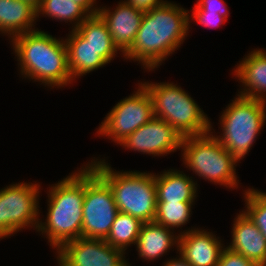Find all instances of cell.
I'll use <instances>...</instances> for the list:
<instances>
[{
	"label": "cell",
	"mask_w": 266,
	"mask_h": 266,
	"mask_svg": "<svg viewBox=\"0 0 266 266\" xmlns=\"http://www.w3.org/2000/svg\"><path fill=\"white\" fill-rule=\"evenodd\" d=\"M189 12L173 1L155 7L144 16L125 60L138 62L145 71H155L181 48L190 32Z\"/></svg>",
	"instance_id": "cell-1"
},
{
	"label": "cell",
	"mask_w": 266,
	"mask_h": 266,
	"mask_svg": "<svg viewBox=\"0 0 266 266\" xmlns=\"http://www.w3.org/2000/svg\"><path fill=\"white\" fill-rule=\"evenodd\" d=\"M21 77L50 89L73 83L68 68L64 38H56L41 29L22 33L11 41Z\"/></svg>",
	"instance_id": "cell-2"
},
{
	"label": "cell",
	"mask_w": 266,
	"mask_h": 266,
	"mask_svg": "<svg viewBox=\"0 0 266 266\" xmlns=\"http://www.w3.org/2000/svg\"><path fill=\"white\" fill-rule=\"evenodd\" d=\"M47 214L36 232L45 235L54 250L81 237L85 195V164L47 189ZM41 232V233H40Z\"/></svg>",
	"instance_id": "cell-3"
},
{
	"label": "cell",
	"mask_w": 266,
	"mask_h": 266,
	"mask_svg": "<svg viewBox=\"0 0 266 266\" xmlns=\"http://www.w3.org/2000/svg\"><path fill=\"white\" fill-rule=\"evenodd\" d=\"M97 158L93 157L91 162L87 163L112 189L118 211L136 217L144 223L154 222L157 208L155 173L138 170L117 171L105 158Z\"/></svg>",
	"instance_id": "cell-4"
},
{
	"label": "cell",
	"mask_w": 266,
	"mask_h": 266,
	"mask_svg": "<svg viewBox=\"0 0 266 266\" xmlns=\"http://www.w3.org/2000/svg\"><path fill=\"white\" fill-rule=\"evenodd\" d=\"M148 91L155 118L165 120L181 136H199L211 131L212 122L204 110L174 82H140Z\"/></svg>",
	"instance_id": "cell-5"
},
{
	"label": "cell",
	"mask_w": 266,
	"mask_h": 266,
	"mask_svg": "<svg viewBox=\"0 0 266 266\" xmlns=\"http://www.w3.org/2000/svg\"><path fill=\"white\" fill-rule=\"evenodd\" d=\"M222 113V114H221ZM220 113V135L211 132L240 162L253 147L266 123V102L236 95ZM213 130V131H212Z\"/></svg>",
	"instance_id": "cell-6"
},
{
	"label": "cell",
	"mask_w": 266,
	"mask_h": 266,
	"mask_svg": "<svg viewBox=\"0 0 266 266\" xmlns=\"http://www.w3.org/2000/svg\"><path fill=\"white\" fill-rule=\"evenodd\" d=\"M181 154L182 164L199 178L228 189L239 187L236 173L239 161L211 131L199 136L184 137Z\"/></svg>",
	"instance_id": "cell-7"
},
{
	"label": "cell",
	"mask_w": 266,
	"mask_h": 266,
	"mask_svg": "<svg viewBox=\"0 0 266 266\" xmlns=\"http://www.w3.org/2000/svg\"><path fill=\"white\" fill-rule=\"evenodd\" d=\"M41 185L35 181L12 183L0 189V238L16 234L25 228L37 231L40 221L39 197Z\"/></svg>",
	"instance_id": "cell-8"
},
{
	"label": "cell",
	"mask_w": 266,
	"mask_h": 266,
	"mask_svg": "<svg viewBox=\"0 0 266 266\" xmlns=\"http://www.w3.org/2000/svg\"><path fill=\"white\" fill-rule=\"evenodd\" d=\"M118 212L112 189L86 163L81 237L105 239Z\"/></svg>",
	"instance_id": "cell-9"
},
{
	"label": "cell",
	"mask_w": 266,
	"mask_h": 266,
	"mask_svg": "<svg viewBox=\"0 0 266 266\" xmlns=\"http://www.w3.org/2000/svg\"><path fill=\"white\" fill-rule=\"evenodd\" d=\"M137 84L136 91L115 103L104 117L97 128L98 137L105 136L118 145L154 117L148 91L141 83Z\"/></svg>",
	"instance_id": "cell-10"
},
{
	"label": "cell",
	"mask_w": 266,
	"mask_h": 266,
	"mask_svg": "<svg viewBox=\"0 0 266 266\" xmlns=\"http://www.w3.org/2000/svg\"><path fill=\"white\" fill-rule=\"evenodd\" d=\"M58 266H131L124 251L104 239L79 237L66 242L55 253Z\"/></svg>",
	"instance_id": "cell-11"
},
{
	"label": "cell",
	"mask_w": 266,
	"mask_h": 266,
	"mask_svg": "<svg viewBox=\"0 0 266 266\" xmlns=\"http://www.w3.org/2000/svg\"><path fill=\"white\" fill-rule=\"evenodd\" d=\"M183 137L165 120L153 117L118 145L140 154L167 156L181 150ZM167 154V155H166Z\"/></svg>",
	"instance_id": "cell-12"
},
{
	"label": "cell",
	"mask_w": 266,
	"mask_h": 266,
	"mask_svg": "<svg viewBox=\"0 0 266 266\" xmlns=\"http://www.w3.org/2000/svg\"><path fill=\"white\" fill-rule=\"evenodd\" d=\"M100 6L98 15L107 25L114 44L123 55L133 44L144 12L121 0L115 8Z\"/></svg>",
	"instance_id": "cell-13"
},
{
	"label": "cell",
	"mask_w": 266,
	"mask_h": 266,
	"mask_svg": "<svg viewBox=\"0 0 266 266\" xmlns=\"http://www.w3.org/2000/svg\"><path fill=\"white\" fill-rule=\"evenodd\" d=\"M224 244L210 230L193 227L179 235L178 252L192 266H217Z\"/></svg>",
	"instance_id": "cell-14"
},
{
	"label": "cell",
	"mask_w": 266,
	"mask_h": 266,
	"mask_svg": "<svg viewBox=\"0 0 266 266\" xmlns=\"http://www.w3.org/2000/svg\"><path fill=\"white\" fill-rule=\"evenodd\" d=\"M232 226V239L226 247L245 256L257 266H266V239L249 216L243 210L239 211Z\"/></svg>",
	"instance_id": "cell-15"
},
{
	"label": "cell",
	"mask_w": 266,
	"mask_h": 266,
	"mask_svg": "<svg viewBox=\"0 0 266 266\" xmlns=\"http://www.w3.org/2000/svg\"><path fill=\"white\" fill-rule=\"evenodd\" d=\"M234 70V71H233ZM232 75L241 82L237 95L266 102V50L254 49L232 69Z\"/></svg>",
	"instance_id": "cell-16"
},
{
	"label": "cell",
	"mask_w": 266,
	"mask_h": 266,
	"mask_svg": "<svg viewBox=\"0 0 266 266\" xmlns=\"http://www.w3.org/2000/svg\"><path fill=\"white\" fill-rule=\"evenodd\" d=\"M174 233L173 230L155 222L143 223L135 244L138 257L151 263L167 255L174 246L178 251L179 234Z\"/></svg>",
	"instance_id": "cell-17"
},
{
	"label": "cell",
	"mask_w": 266,
	"mask_h": 266,
	"mask_svg": "<svg viewBox=\"0 0 266 266\" xmlns=\"http://www.w3.org/2000/svg\"><path fill=\"white\" fill-rule=\"evenodd\" d=\"M177 169L164 170L156 175L157 202H195L198 197L196 179Z\"/></svg>",
	"instance_id": "cell-18"
},
{
	"label": "cell",
	"mask_w": 266,
	"mask_h": 266,
	"mask_svg": "<svg viewBox=\"0 0 266 266\" xmlns=\"http://www.w3.org/2000/svg\"><path fill=\"white\" fill-rule=\"evenodd\" d=\"M64 39L67 47L68 68L73 81L91 73L108 63L76 30L69 31Z\"/></svg>",
	"instance_id": "cell-19"
},
{
	"label": "cell",
	"mask_w": 266,
	"mask_h": 266,
	"mask_svg": "<svg viewBox=\"0 0 266 266\" xmlns=\"http://www.w3.org/2000/svg\"><path fill=\"white\" fill-rule=\"evenodd\" d=\"M36 9L23 0H0V34L8 40L22 33L37 30Z\"/></svg>",
	"instance_id": "cell-20"
},
{
	"label": "cell",
	"mask_w": 266,
	"mask_h": 266,
	"mask_svg": "<svg viewBox=\"0 0 266 266\" xmlns=\"http://www.w3.org/2000/svg\"><path fill=\"white\" fill-rule=\"evenodd\" d=\"M75 30L99 51V55L107 63H111L120 51L114 44L107 25L98 14L89 15Z\"/></svg>",
	"instance_id": "cell-21"
},
{
	"label": "cell",
	"mask_w": 266,
	"mask_h": 266,
	"mask_svg": "<svg viewBox=\"0 0 266 266\" xmlns=\"http://www.w3.org/2000/svg\"><path fill=\"white\" fill-rule=\"evenodd\" d=\"M41 15L56 21H64L67 24L69 22L72 30H75L89 16L80 5L72 0H41L36 9V19Z\"/></svg>",
	"instance_id": "cell-22"
},
{
	"label": "cell",
	"mask_w": 266,
	"mask_h": 266,
	"mask_svg": "<svg viewBox=\"0 0 266 266\" xmlns=\"http://www.w3.org/2000/svg\"><path fill=\"white\" fill-rule=\"evenodd\" d=\"M143 223L136 217L118 212L110 232L104 240L112 247L127 253L126 250L129 246L131 247L136 244Z\"/></svg>",
	"instance_id": "cell-23"
},
{
	"label": "cell",
	"mask_w": 266,
	"mask_h": 266,
	"mask_svg": "<svg viewBox=\"0 0 266 266\" xmlns=\"http://www.w3.org/2000/svg\"><path fill=\"white\" fill-rule=\"evenodd\" d=\"M194 204L195 202H157L154 222L173 231L179 228L181 231L178 229V234L182 235L187 231L182 227L189 223Z\"/></svg>",
	"instance_id": "cell-24"
},
{
	"label": "cell",
	"mask_w": 266,
	"mask_h": 266,
	"mask_svg": "<svg viewBox=\"0 0 266 266\" xmlns=\"http://www.w3.org/2000/svg\"><path fill=\"white\" fill-rule=\"evenodd\" d=\"M245 209L243 211L249 216L253 223L259 228L266 239V192L249 188L243 190Z\"/></svg>",
	"instance_id": "cell-25"
},
{
	"label": "cell",
	"mask_w": 266,
	"mask_h": 266,
	"mask_svg": "<svg viewBox=\"0 0 266 266\" xmlns=\"http://www.w3.org/2000/svg\"><path fill=\"white\" fill-rule=\"evenodd\" d=\"M192 19V20H191ZM228 19L220 16L217 12H192L189 13V23L195 21L200 26L206 28H219L221 25H224Z\"/></svg>",
	"instance_id": "cell-26"
},
{
	"label": "cell",
	"mask_w": 266,
	"mask_h": 266,
	"mask_svg": "<svg viewBox=\"0 0 266 266\" xmlns=\"http://www.w3.org/2000/svg\"><path fill=\"white\" fill-rule=\"evenodd\" d=\"M192 10L188 12H217L220 16L228 18L229 10L224 0H197Z\"/></svg>",
	"instance_id": "cell-27"
},
{
	"label": "cell",
	"mask_w": 266,
	"mask_h": 266,
	"mask_svg": "<svg viewBox=\"0 0 266 266\" xmlns=\"http://www.w3.org/2000/svg\"><path fill=\"white\" fill-rule=\"evenodd\" d=\"M217 266H257L253 261L249 260L245 256L232 251L228 247H224Z\"/></svg>",
	"instance_id": "cell-28"
},
{
	"label": "cell",
	"mask_w": 266,
	"mask_h": 266,
	"mask_svg": "<svg viewBox=\"0 0 266 266\" xmlns=\"http://www.w3.org/2000/svg\"><path fill=\"white\" fill-rule=\"evenodd\" d=\"M124 1L143 12H147L167 2V0H124Z\"/></svg>",
	"instance_id": "cell-29"
},
{
	"label": "cell",
	"mask_w": 266,
	"mask_h": 266,
	"mask_svg": "<svg viewBox=\"0 0 266 266\" xmlns=\"http://www.w3.org/2000/svg\"><path fill=\"white\" fill-rule=\"evenodd\" d=\"M80 5L89 15H96L100 9L96 0H72Z\"/></svg>",
	"instance_id": "cell-30"
},
{
	"label": "cell",
	"mask_w": 266,
	"mask_h": 266,
	"mask_svg": "<svg viewBox=\"0 0 266 266\" xmlns=\"http://www.w3.org/2000/svg\"><path fill=\"white\" fill-rule=\"evenodd\" d=\"M176 253L179 254L176 258H167V260L163 262L164 264L162 266H192L184 259V257L178 251Z\"/></svg>",
	"instance_id": "cell-31"
},
{
	"label": "cell",
	"mask_w": 266,
	"mask_h": 266,
	"mask_svg": "<svg viewBox=\"0 0 266 266\" xmlns=\"http://www.w3.org/2000/svg\"><path fill=\"white\" fill-rule=\"evenodd\" d=\"M28 2L30 5H32L35 9H37L41 3V0H23Z\"/></svg>",
	"instance_id": "cell-32"
}]
</instances>
